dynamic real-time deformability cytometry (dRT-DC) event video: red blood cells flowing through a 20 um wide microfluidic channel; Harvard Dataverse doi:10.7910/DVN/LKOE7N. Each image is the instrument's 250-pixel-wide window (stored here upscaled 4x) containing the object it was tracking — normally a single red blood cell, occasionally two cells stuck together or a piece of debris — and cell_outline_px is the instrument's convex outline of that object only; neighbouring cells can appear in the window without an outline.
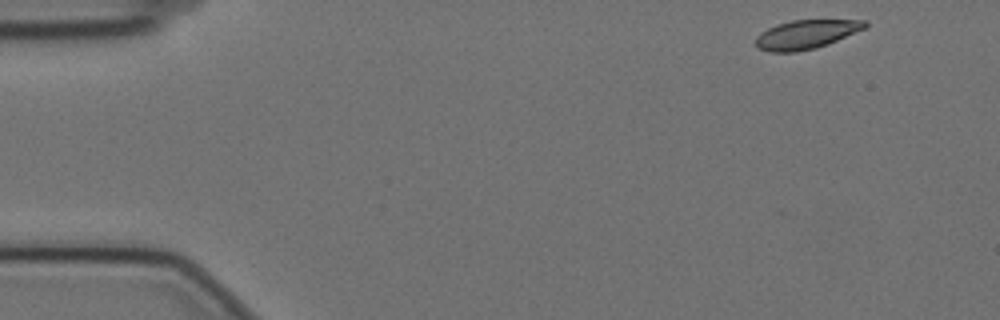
{"species": "Egyptian fruit bat (a non-hibernating species)", "species_latin": "Rousettus aegyptiacus", "temperature_condition": "cold", "stored_images_in_passage": 54, "camera_frame_rate_fps": 3000, "um_per_image_px": 0.085, "animal": {"sex": "female"}, "frame": {"image": 1, "passage_image": 1, "time_ms": 0.0, "image_size_px": [1000, 320], "cell_outline_px": [[868, 24], [864, 28], [828, 44], [816, 48], [796, 52], [768, 52], [756, 48], [756, 36], [760, 32], [776, 24], [792, 20], [868, 20]], "centroid_in_image_um": [68.47, 2.93], "position_along_channel_um": 16.5, "area_um2": 18.44}}
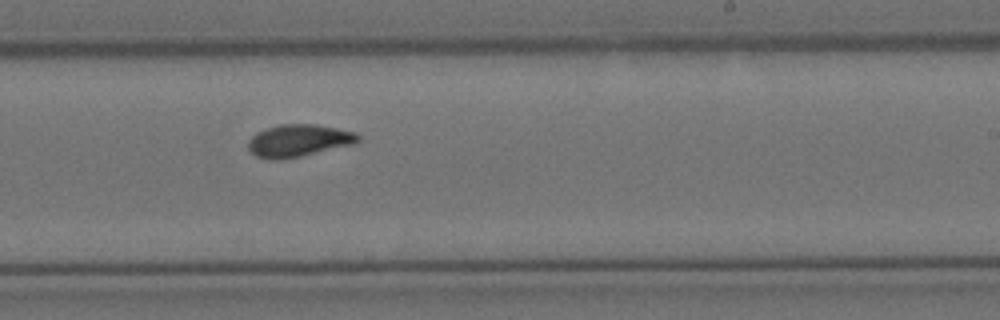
{"frame": {"image": 2, "passage_image": 31, "time_ms": 10.0, "image_size_px": [1000, 320], "cell_outline_px": [[360, 140], [356, 144], [300, 156], [280, 160], [268, 160], [256, 156], [248, 148], [248, 140], [256, 132], [280, 124], [316, 124], [356, 132], [360, 136]], "centroid_in_image_um": [25.39, 11.95], "position_along_channel_um": 263.6, "area_um2": 20.81}}
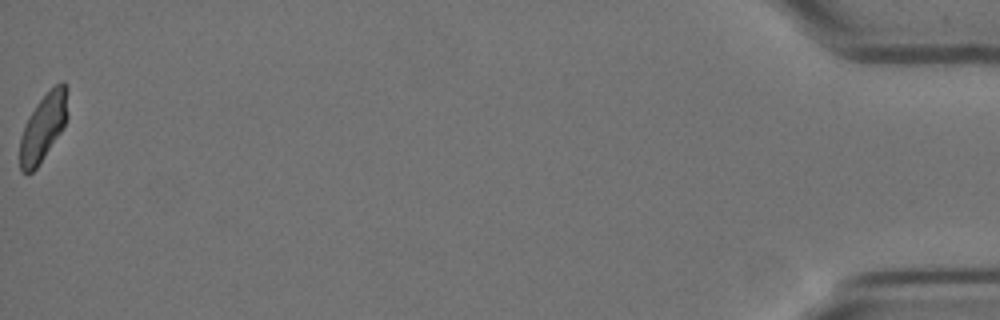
{"frame": {"image": 3, "passage_image": 54, "time_ms": 17.667, "image_size_px": [1000, 320], "cell_outline_px": [[68, 116], [64, 128], [36, 168], [32, 172], [20, 172], [20, 136], [24, 124], [28, 116], [36, 104], [60, 80], [64, 80], [68, 88]], "centroid_in_image_um": [3.7, 10.77], "position_along_channel_um": 431.5, "area_um2": 19.02}, "authors_computed_cell_mechanics": {"area_um2": 19.8254, "velocity_mm_per_s": 3.4853, "shape_relaxation_time_tau1_ms": 4.9712, "shape_relaxation_time_tau2_ms": 2.1153, "deformation_change_tau1": 0.1376, "deformation_change_tau2": 0.0616}}